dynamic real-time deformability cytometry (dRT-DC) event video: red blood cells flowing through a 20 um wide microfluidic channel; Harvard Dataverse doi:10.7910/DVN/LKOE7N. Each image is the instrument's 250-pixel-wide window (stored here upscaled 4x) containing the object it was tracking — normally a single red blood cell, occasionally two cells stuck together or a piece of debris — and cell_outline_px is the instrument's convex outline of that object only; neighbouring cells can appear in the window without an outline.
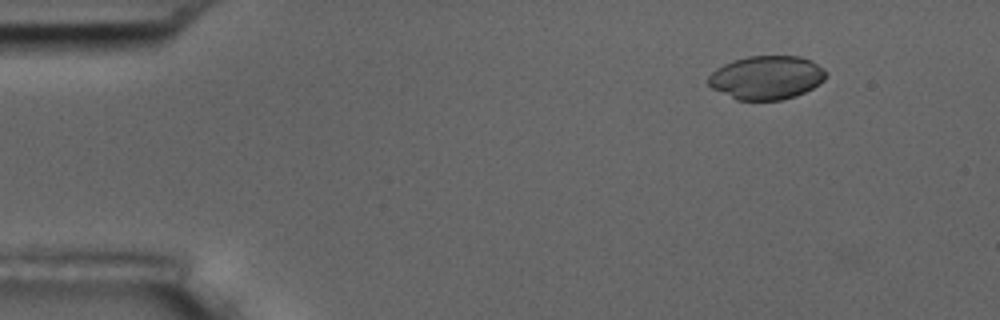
{"species": "common noctule bat (a hibernating species)", "species_latin": "Nyctalus noctula", "temperature_condition": "room temperature", "stored_images_in_passage": 53, "camera_frame_rate_fps": 3000, "um_per_image_px": 0.085, "animal": {"sex": "male", "body_mass_g": 17.5, "forearm_length_mm": 52.3}, "frame": {"image": 1, "passage_image": 3, "time_ms": 0.667, "image_size_px": [1000, 320], "cell_outline_px": [[828, 76], [820, 84], [796, 96], [780, 100], [736, 100], [712, 88], [708, 84], [708, 76], [716, 68], [724, 64], [748, 56], [800, 56], [812, 60]], "centroid_in_image_um": [65.15, 6.6], "position_along_channel_um": 19.9, "area_um2": 29.82}}
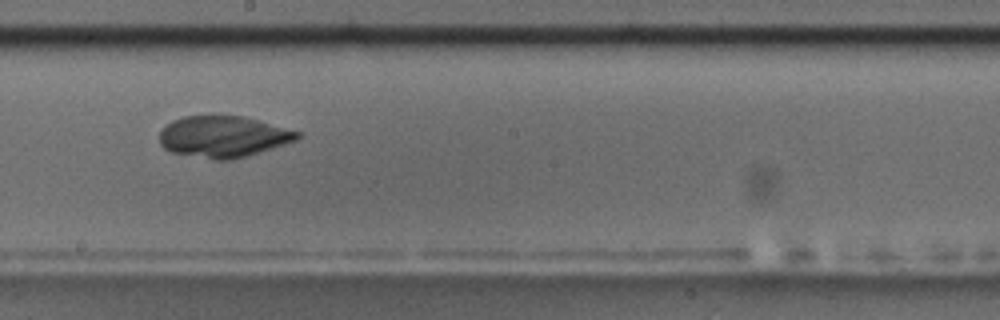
{"frame": {"image": 2, "passage_image": 28, "time_ms": 9.0, "image_size_px": [1000, 320], "cell_outline_px": [[300, 136], [296, 140], [248, 156], [232, 160], [212, 160], [172, 152], [164, 148], [160, 144], [160, 132], [172, 120], [184, 116], [208, 112], [216, 112], [244, 116], [300, 132]], "centroid_in_image_um": [18.94, 11.57], "position_along_channel_um": 229.3, "area_um2": 34.04}}
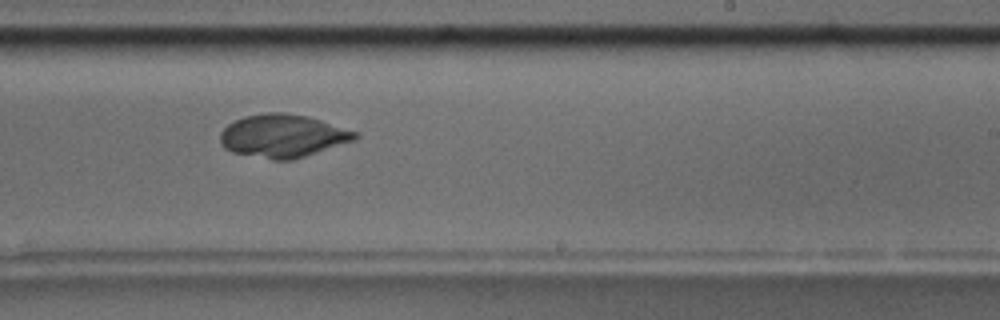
{"frame": {"image": 3, "passage_image": 31, "time_ms": 10.0, "image_size_px": [1000, 320], "cell_outline_px": [[360, 136], [356, 140], [292, 160], [272, 160], [232, 152], [224, 148], [220, 144], [220, 132], [228, 124], [244, 116], [264, 112], [284, 112], [308, 116], [360, 132]], "centroid_in_image_um": [24.06, 11.54], "position_along_channel_um": 264.9, "area_um2": 34.16}}